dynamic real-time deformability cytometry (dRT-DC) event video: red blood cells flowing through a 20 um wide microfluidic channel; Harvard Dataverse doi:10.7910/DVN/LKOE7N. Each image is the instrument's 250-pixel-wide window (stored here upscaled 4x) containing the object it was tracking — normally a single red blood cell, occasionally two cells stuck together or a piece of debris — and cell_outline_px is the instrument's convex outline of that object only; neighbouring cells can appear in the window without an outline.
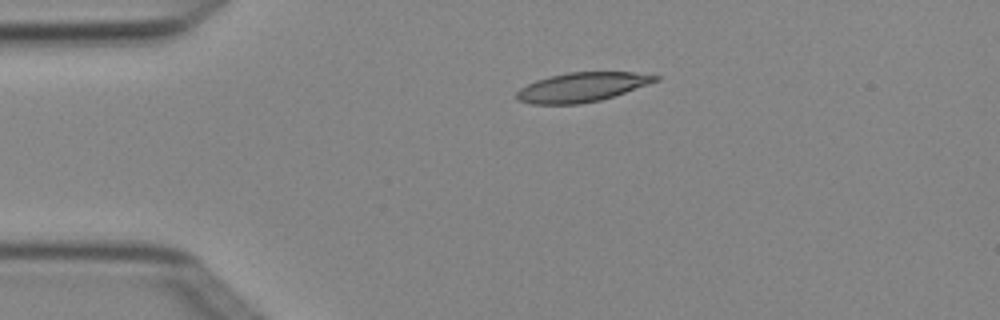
{"species": "Egyptian fruit bat (a non-hibernating species)", "species_latin": "Rousettus aegyptiacus", "temperature_condition": "cold", "stored_images_in_passage": 4, "camera_frame_rate_fps": 3000, "um_per_image_px": 0.085, "animal": {"sex": "female"}, "frame": {"image": 1, "passage_image": 3, "time_ms": 0.667, "image_size_px": [1000, 320], "cell_outline_px": [[660, 80], [600, 100], [580, 104], [532, 104], [516, 100], [516, 92], [520, 88], [536, 80], [568, 72], [632, 72], [660, 76]], "centroid_in_image_um": [49.43, 7.41], "position_along_channel_um": 35.6, "area_um2": 23.47}}